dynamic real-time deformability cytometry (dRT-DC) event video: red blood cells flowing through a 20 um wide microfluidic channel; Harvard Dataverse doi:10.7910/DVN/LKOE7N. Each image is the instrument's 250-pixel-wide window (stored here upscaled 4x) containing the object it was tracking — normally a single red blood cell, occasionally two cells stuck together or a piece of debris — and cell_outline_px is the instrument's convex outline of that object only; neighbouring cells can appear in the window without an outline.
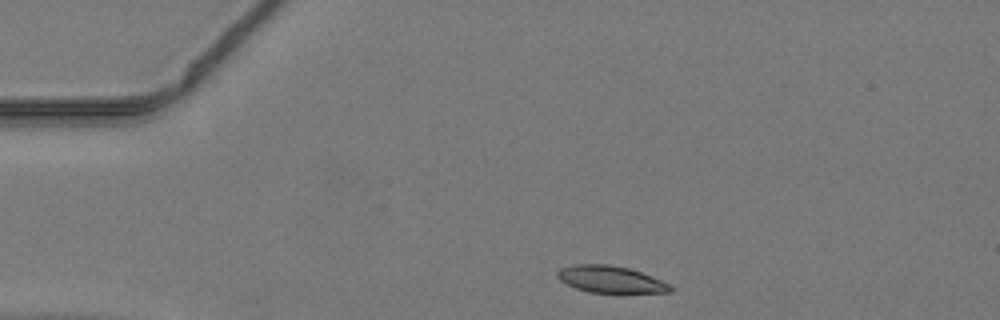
{"species": "common noctule bat (a hibernating species)", "species_latin": "Nyctalus noctula", "temperature_condition": "warm", "stored_images_in_passage": 39, "camera_frame_rate_fps": 3000, "um_per_image_px": 0.085, "animal": {"sex": "male", "body_mass_g": 19.2, "forearm_length_mm": 51.8}, "frame": {"image": 1, "passage_image": 1, "time_ms": 0.0, "image_size_px": [1000, 320], "cell_outline_px": [[672, 292], [588, 292], [576, 288], [560, 280], [556, 276], [556, 272], [560, 268], [576, 264], [608, 264], [628, 268], [640, 272], [660, 280], [668, 284], [672, 288]], "centroid_in_image_um": [51.84, 23.73], "position_along_channel_um": 33.2, "area_um2": 17.34}}
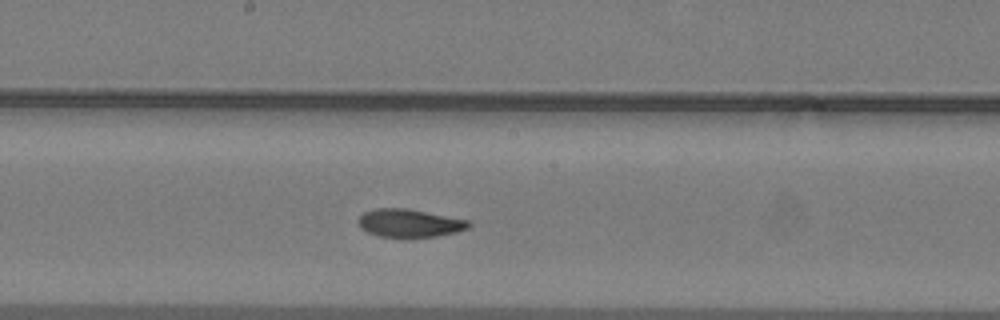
{"frame": {"image": 2, "passage_image": 17, "time_ms": 5.333, "image_size_px": [1000, 320], "cell_outline_px": [[472, 224], [468, 228], [456, 232], [436, 236], [380, 236], [368, 232], [360, 228], [360, 216], [364, 212], [376, 208], [408, 208], [468, 220]], "centroid_in_image_um": [34.83, 18.94], "position_along_channel_um": 213.4, "area_um2": 17.69}}
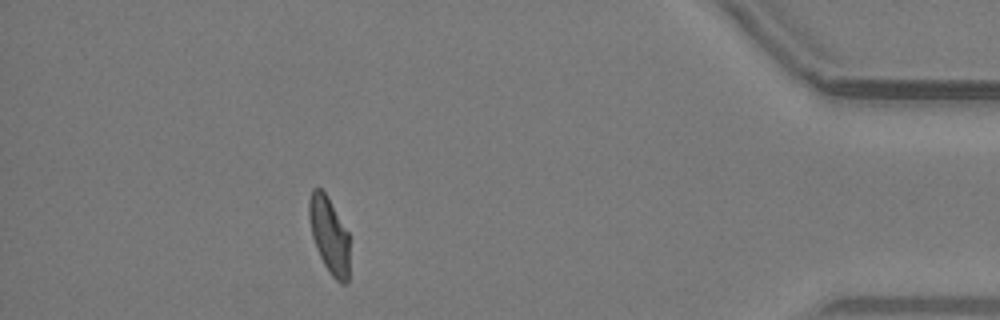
{"frame": {"image": 3, "passage_image": 34, "time_ms": 11.0, "image_size_px": [1000, 320], "cell_outline_px": [[348, 284], [340, 284], [332, 276], [324, 264], [316, 248], [312, 236], [308, 216], [308, 200], [312, 188], [320, 188], [324, 192], [348, 232]], "centroid_in_image_um": [27.96, 20.0], "position_along_channel_um": 407.2, "area_um2": 17.8}}